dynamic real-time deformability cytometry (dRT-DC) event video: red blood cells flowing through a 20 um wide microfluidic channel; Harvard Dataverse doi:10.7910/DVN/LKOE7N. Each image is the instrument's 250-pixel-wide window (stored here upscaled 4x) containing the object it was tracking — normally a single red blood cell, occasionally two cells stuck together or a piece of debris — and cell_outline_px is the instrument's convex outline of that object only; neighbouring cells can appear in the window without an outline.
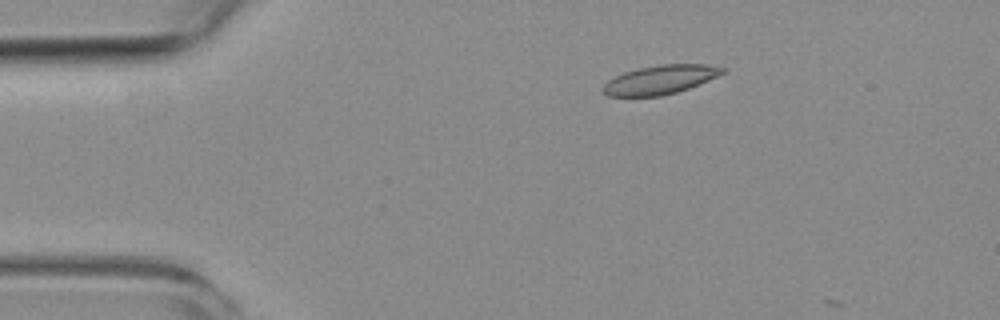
{"species": "common noctule bat (a hibernating species)", "species_latin": "Nyctalus noctula", "temperature_condition": "room temperature", "stored_images_in_passage": 2, "camera_frame_rate_fps": 3000, "um_per_image_px": 0.085, "animal": {"sex": "female", "body_mass_g": 19.3, "forearm_length_mm": 54.1}, "frame": {"image": 1, "passage_image": 1, "time_ms": 0.0, "image_size_px": [1000, 320], "cell_outline_px": [[728, 68], [724, 72], [708, 80], [688, 88], [676, 92], [660, 96], [608, 96], [600, 88], [608, 80], [624, 72], [636, 68], [660, 64], [708, 64]], "centroid_in_image_um": [56.1, 6.76], "position_along_channel_um": 28.9, "area_um2": 20.11}}